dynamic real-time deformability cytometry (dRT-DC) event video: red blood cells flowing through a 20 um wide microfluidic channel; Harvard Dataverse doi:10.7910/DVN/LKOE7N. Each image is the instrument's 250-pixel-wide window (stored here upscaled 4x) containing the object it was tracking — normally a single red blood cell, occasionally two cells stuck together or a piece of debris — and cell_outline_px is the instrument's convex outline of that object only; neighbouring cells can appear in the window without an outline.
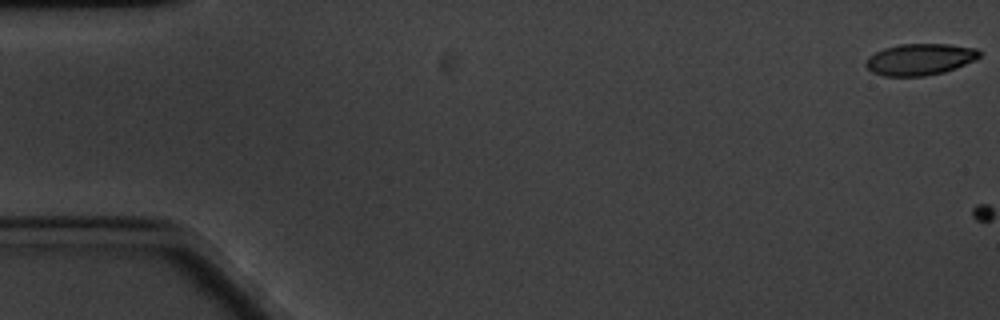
{"species": "common noctule bat (a hibernating species)", "species_latin": "Nyctalus noctula", "temperature_condition": "cold", "stored_images_in_passage": 2, "camera_frame_rate_fps": 3000, "um_per_image_px": 0.085, "animal": {"sex": "male", "body_mass_g": 20.1, "forearm_length_mm": 53.5}, "frame": {"image": 1, "passage_image": 1, "time_ms": 0.0, "image_size_px": [1000, 320], "cell_outline_px": [[980, 56], [956, 68], [944, 72], [924, 76], [884, 76], [872, 72], [864, 64], [868, 56], [884, 48], [900, 44], [948, 44], [976, 48], [980, 52]], "centroid_in_image_um": [78.16, 5.04], "position_along_channel_um": 6.8, "area_um2": 20.75}}